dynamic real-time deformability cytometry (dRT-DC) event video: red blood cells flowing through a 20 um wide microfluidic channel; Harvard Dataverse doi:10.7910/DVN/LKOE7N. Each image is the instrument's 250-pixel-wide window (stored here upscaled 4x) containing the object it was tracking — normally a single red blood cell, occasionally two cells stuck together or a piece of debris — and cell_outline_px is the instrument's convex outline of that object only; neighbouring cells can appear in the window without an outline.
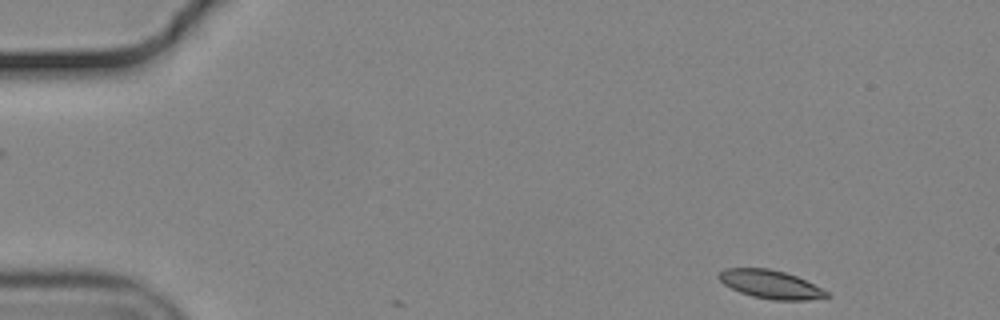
{"species": "common noctule bat (a hibernating species)", "species_latin": "Nyctalus noctula", "temperature_condition": "cold", "stored_images_in_passage": 3, "camera_frame_rate_fps": 3000, "um_per_image_px": 0.085, "animal": {"sex": "male", "body_mass_g": 19.2, "forearm_length_mm": 51.8}, "frame": {"image": 1, "passage_image": 1, "time_ms": 0.0, "image_size_px": [1000, 320], "cell_outline_px": [[832, 296], [808, 300], [772, 300], [752, 296], [740, 292], [724, 284], [716, 276], [724, 268], [768, 268], [784, 272], [796, 276], [828, 292]], "centroid_in_image_um": [65.48, 24.17], "position_along_channel_um": 19.5, "area_um2": 17.69}}